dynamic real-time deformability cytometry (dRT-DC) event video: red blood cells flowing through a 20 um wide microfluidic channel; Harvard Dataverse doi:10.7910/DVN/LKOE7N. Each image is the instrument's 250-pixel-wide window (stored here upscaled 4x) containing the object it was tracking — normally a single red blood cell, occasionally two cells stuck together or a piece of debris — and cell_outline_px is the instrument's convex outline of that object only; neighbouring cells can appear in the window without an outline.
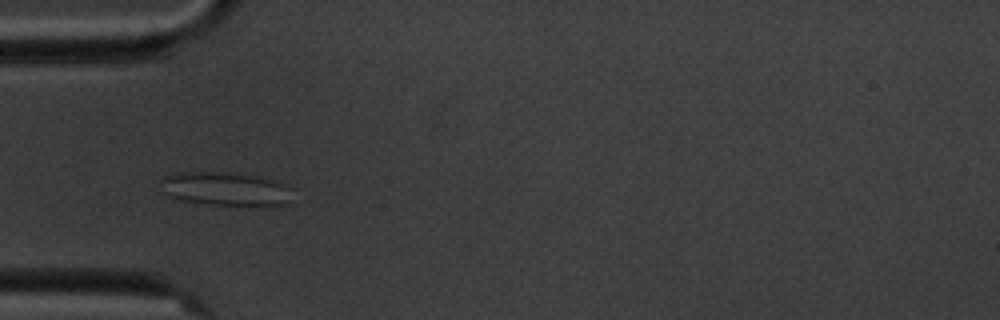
{"species": "common noctule bat (a hibernating species)", "species_latin": "Nyctalus noctula", "temperature_condition": "cold", "stored_images_in_passage": 9, "camera_frame_rate_fps": 3000, "um_per_image_px": 0.085, "animal": {"sex": "male", "body_mass_g": 20.1, "forearm_length_mm": 53.5}, "frame": {"image": 1, "passage_image": 3, "time_ms": 2.333, "image_size_px": [1000, 320], "cell_outline_px": [[292, 188], [288, 204], [208, 204], [180, 200], [168, 196], [160, 192], [160, 180], [164, 176], [176, 172], [224, 172], [256, 176]], "centroid_in_image_um": [19.01, 16.04], "position_along_channel_um": 66.0, "area_um2": 25.37}}
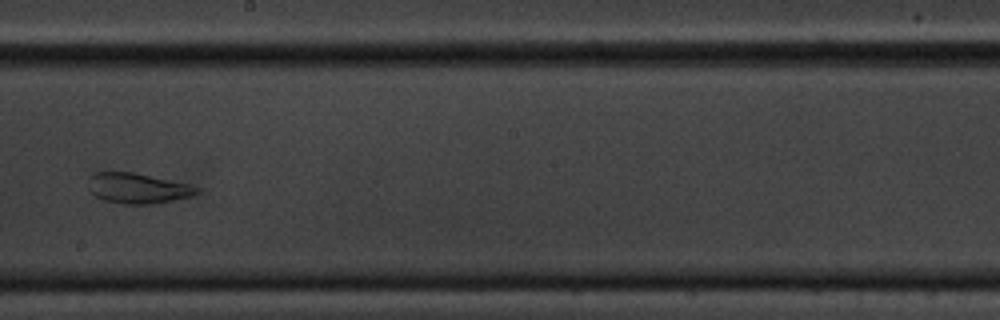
{"frame": {"image": 2, "passage_image": 7, "time_ms": 7.333, "image_size_px": [1000, 320], "cell_outline_px": [[200, 192], [192, 196], [152, 204], [124, 204], [104, 200], [96, 196], [88, 188], [88, 176], [92, 172], [132, 172], [188, 184], [200, 188]], "centroid_in_image_um": [11.67, 16.0], "position_along_channel_um": 236.5, "area_um2": 19.13}}
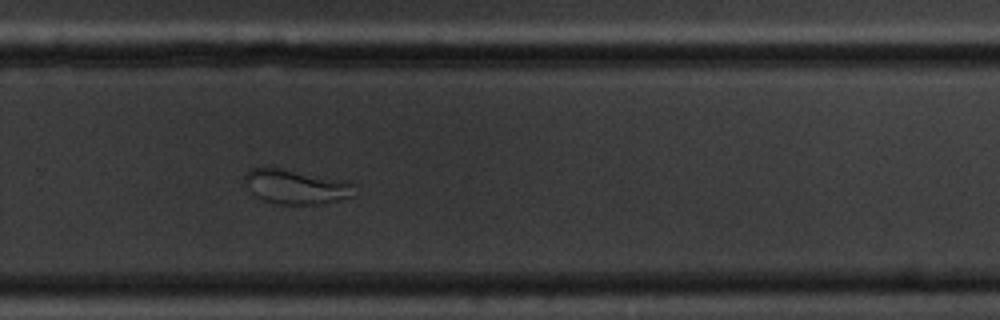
{"frame": {"image": 3, "passage_image": 9, "time_ms": 9.333, "image_size_px": [1000, 320], "cell_outline_px": [[352, 196], [324, 204], [276, 204], [252, 196], [244, 184], [244, 172], [252, 168], [280, 168], [348, 180], [352, 184]], "centroid_in_image_um": [25.08, 15.87], "position_along_channel_um": 304.7, "area_um2": 22.31}}